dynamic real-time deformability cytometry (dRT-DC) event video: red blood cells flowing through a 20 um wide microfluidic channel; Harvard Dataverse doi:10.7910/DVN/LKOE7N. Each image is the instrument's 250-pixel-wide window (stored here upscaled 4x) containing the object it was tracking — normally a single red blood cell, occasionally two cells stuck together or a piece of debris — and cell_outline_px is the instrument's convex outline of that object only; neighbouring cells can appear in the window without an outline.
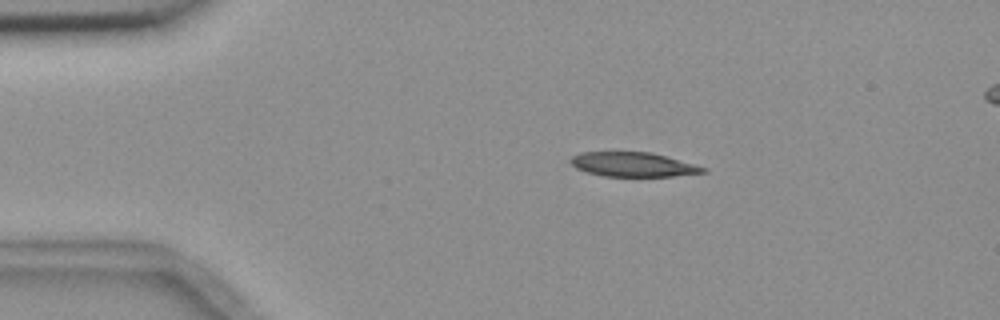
{"species": "common noctule bat (a hibernating species)", "species_latin": "Nyctalus noctula", "temperature_condition": "room temperature", "stored_images_in_passage": 9, "camera_frame_rate_fps": 3000, "um_per_image_px": 0.085, "animal": {"sex": "female", "body_mass_g": 18.4}, "frame": {"image": 1, "passage_image": 2, "time_ms": 2.0, "image_size_px": [1000, 320], "cell_outline_px": [[708, 172], [672, 176], [604, 176], [588, 172], [576, 168], [568, 160], [572, 156], [580, 152], [652, 152], [708, 168]], "centroid_in_image_um": [53.82, 13.97], "position_along_channel_um": 31.2, "area_um2": 18.79}}
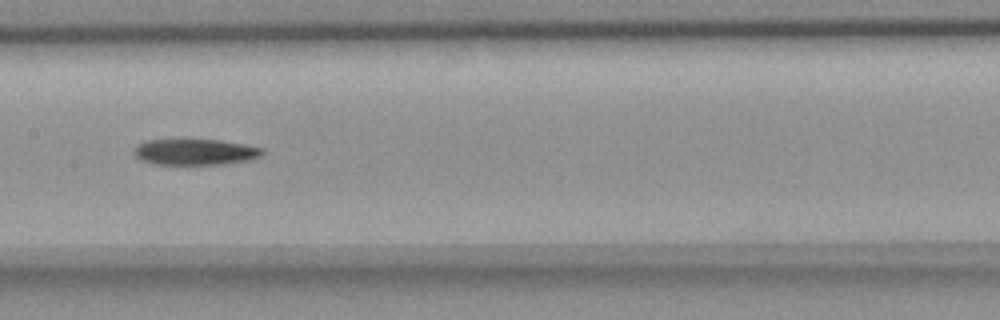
{"frame": {"image": 2, "passage_image": 7, "time_ms": 7.667, "image_size_px": [1000, 320], "cell_outline_px": [[264, 152], [260, 156], [248, 160], [224, 164], [152, 164], [136, 156], [132, 152], [132, 148], [136, 144], [144, 140], [220, 140], [264, 148]], "centroid_in_image_um": [16.54, 12.91], "position_along_channel_um": 190.9, "area_um2": 19.42}}
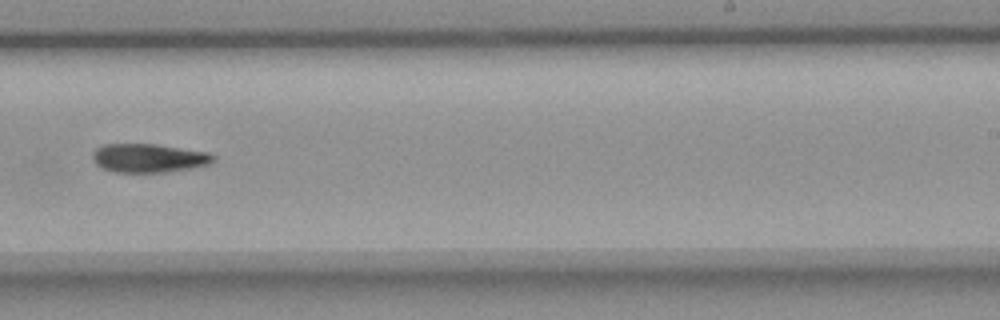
{"frame": {"image": 3, "passage_image": 9, "time_ms": 10.0, "image_size_px": [1000, 320], "cell_outline_px": [[216, 160], [212, 164], [192, 168], [164, 172], [116, 172], [104, 168], [96, 164], [92, 160], [92, 152], [96, 148], [104, 144], [156, 144], [208, 152], [216, 156]], "centroid_in_image_um": [12.68, 13.43], "position_along_channel_um": 276.3, "area_um2": 20.35}}